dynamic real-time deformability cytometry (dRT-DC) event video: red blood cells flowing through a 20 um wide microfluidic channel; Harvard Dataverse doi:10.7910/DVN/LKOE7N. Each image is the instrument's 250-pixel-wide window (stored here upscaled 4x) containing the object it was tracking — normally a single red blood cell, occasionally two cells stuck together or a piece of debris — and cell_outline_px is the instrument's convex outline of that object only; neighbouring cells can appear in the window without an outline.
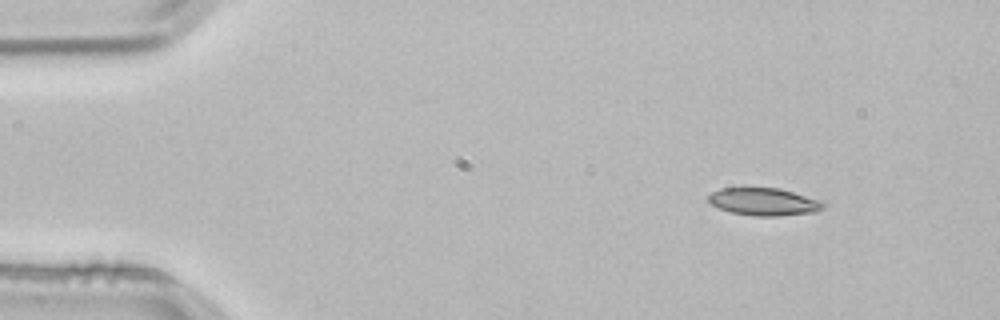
{"species": "common noctule bat (a hibernating species)", "species_latin": "Nyctalus noctula", "temperature_condition": "room temperature", "stored_images_in_passage": 2, "camera_frame_rate_fps": 3000, "um_per_image_px": 0.085, "animal": {"sex": "male", "body_mass_g": 21.5, "forearm_length_mm": 52.0}, "frame": {"image": 1, "passage_image": 1, "time_ms": 0.0, "image_size_px": [1000, 320], "cell_outline_px": [[828, 204], [824, 208], [816, 212], [776, 216], [756, 216], [732, 212], [720, 208], [712, 204], [708, 200], [708, 196], [712, 192], [720, 188], [780, 188], [824, 200]], "centroid_in_image_um": [65.03, 17.14], "position_along_channel_um": 20.0, "area_um2": 18.61}}